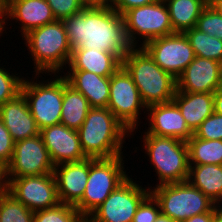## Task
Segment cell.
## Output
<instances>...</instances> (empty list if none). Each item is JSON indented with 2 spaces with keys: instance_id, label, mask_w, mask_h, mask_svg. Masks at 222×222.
<instances>
[{
  "instance_id": "4316f807",
  "label": "cell",
  "mask_w": 222,
  "mask_h": 222,
  "mask_svg": "<svg viewBox=\"0 0 222 222\" xmlns=\"http://www.w3.org/2000/svg\"><path fill=\"white\" fill-rule=\"evenodd\" d=\"M187 145L189 165H222V140H203L193 135Z\"/></svg>"
},
{
  "instance_id": "7a4b0ae2",
  "label": "cell",
  "mask_w": 222,
  "mask_h": 222,
  "mask_svg": "<svg viewBox=\"0 0 222 222\" xmlns=\"http://www.w3.org/2000/svg\"><path fill=\"white\" fill-rule=\"evenodd\" d=\"M77 131L83 153L95 159L123 155L122 144L130 134L107 107L91 108Z\"/></svg>"
},
{
  "instance_id": "1f68e13d",
  "label": "cell",
  "mask_w": 222,
  "mask_h": 222,
  "mask_svg": "<svg viewBox=\"0 0 222 222\" xmlns=\"http://www.w3.org/2000/svg\"><path fill=\"white\" fill-rule=\"evenodd\" d=\"M23 80V77L10 75V72H7L4 67H0V105L21 92Z\"/></svg>"
},
{
  "instance_id": "603a6c76",
  "label": "cell",
  "mask_w": 222,
  "mask_h": 222,
  "mask_svg": "<svg viewBox=\"0 0 222 222\" xmlns=\"http://www.w3.org/2000/svg\"><path fill=\"white\" fill-rule=\"evenodd\" d=\"M69 70H84L102 77H110L122 62L109 52L92 49H72Z\"/></svg>"
},
{
  "instance_id": "bcb514c9",
  "label": "cell",
  "mask_w": 222,
  "mask_h": 222,
  "mask_svg": "<svg viewBox=\"0 0 222 222\" xmlns=\"http://www.w3.org/2000/svg\"><path fill=\"white\" fill-rule=\"evenodd\" d=\"M5 18H0V35L2 34V31H4V25L7 23L5 22Z\"/></svg>"
},
{
  "instance_id": "74e56055",
  "label": "cell",
  "mask_w": 222,
  "mask_h": 222,
  "mask_svg": "<svg viewBox=\"0 0 222 222\" xmlns=\"http://www.w3.org/2000/svg\"><path fill=\"white\" fill-rule=\"evenodd\" d=\"M215 212H205L195 215L182 222H212Z\"/></svg>"
},
{
  "instance_id": "ab89813d",
  "label": "cell",
  "mask_w": 222,
  "mask_h": 222,
  "mask_svg": "<svg viewBox=\"0 0 222 222\" xmlns=\"http://www.w3.org/2000/svg\"><path fill=\"white\" fill-rule=\"evenodd\" d=\"M6 168L0 163V193L7 192Z\"/></svg>"
},
{
  "instance_id": "7402d4cb",
  "label": "cell",
  "mask_w": 222,
  "mask_h": 222,
  "mask_svg": "<svg viewBox=\"0 0 222 222\" xmlns=\"http://www.w3.org/2000/svg\"><path fill=\"white\" fill-rule=\"evenodd\" d=\"M179 108L189 129L194 133L214 113V93L175 92L172 100Z\"/></svg>"
},
{
  "instance_id": "8d00e7d4",
  "label": "cell",
  "mask_w": 222,
  "mask_h": 222,
  "mask_svg": "<svg viewBox=\"0 0 222 222\" xmlns=\"http://www.w3.org/2000/svg\"><path fill=\"white\" fill-rule=\"evenodd\" d=\"M156 1L158 0H113L111 7L119 14L123 15L131 8L148 5Z\"/></svg>"
},
{
  "instance_id": "b9f144b4",
  "label": "cell",
  "mask_w": 222,
  "mask_h": 222,
  "mask_svg": "<svg viewBox=\"0 0 222 222\" xmlns=\"http://www.w3.org/2000/svg\"><path fill=\"white\" fill-rule=\"evenodd\" d=\"M208 5L211 6L217 13L222 15V0H213Z\"/></svg>"
},
{
  "instance_id": "484cf974",
  "label": "cell",
  "mask_w": 222,
  "mask_h": 222,
  "mask_svg": "<svg viewBox=\"0 0 222 222\" xmlns=\"http://www.w3.org/2000/svg\"><path fill=\"white\" fill-rule=\"evenodd\" d=\"M91 106L87 99L67 83L64 77V95L60 123L78 130L85 121Z\"/></svg>"
},
{
  "instance_id": "6da1fadb",
  "label": "cell",
  "mask_w": 222,
  "mask_h": 222,
  "mask_svg": "<svg viewBox=\"0 0 222 222\" xmlns=\"http://www.w3.org/2000/svg\"><path fill=\"white\" fill-rule=\"evenodd\" d=\"M62 22L72 49L102 50L114 54L122 62L133 48L123 15L110 6H86Z\"/></svg>"
},
{
  "instance_id": "277c9868",
  "label": "cell",
  "mask_w": 222,
  "mask_h": 222,
  "mask_svg": "<svg viewBox=\"0 0 222 222\" xmlns=\"http://www.w3.org/2000/svg\"><path fill=\"white\" fill-rule=\"evenodd\" d=\"M22 37L32 55L35 75L44 72L59 74V70L69 63L72 47L62 21L55 20L32 29Z\"/></svg>"
},
{
  "instance_id": "f546056e",
  "label": "cell",
  "mask_w": 222,
  "mask_h": 222,
  "mask_svg": "<svg viewBox=\"0 0 222 222\" xmlns=\"http://www.w3.org/2000/svg\"><path fill=\"white\" fill-rule=\"evenodd\" d=\"M86 218L75 206L59 203L49 209L34 212L33 222H83Z\"/></svg>"
},
{
  "instance_id": "f35d334b",
  "label": "cell",
  "mask_w": 222,
  "mask_h": 222,
  "mask_svg": "<svg viewBox=\"0 0 222 222\" xmlns=\"http://www.w3.org/2000/svg\"><path fill=\"white\" fill-rule=\"evenodd\" d=\"M214 112L222 115V87L214 92Z\"/></svg>"
},
{
  "instance_id": "c3c4849f",
  "label": "cell",
  "mask_w": 222,
  "mask_h": 222,
  "mask_svg": "<svg viewBox=\"0 0 222 222\" xmlns=\"http://www.w3.org/2000/svg\"><path fill=\"white\" fill-rule=\"evenodd\" d=\"M207 5L210 4L213 0H203Z\"/></svg>"
},
{
  "instance_id": "60d3db41",
  "label": "cell",
  "mask_w": 222,
  "mask_h": 222,
  "mask_svg": "<svg viewBox=\"0 0 222 222\" xmlns=\"http://www.w3.org/2000/svg\"><path fill=\"white\" fill-rule=\"evenodd\" d=\"M113 0H85L87 6H110Z\"/></svg>"
},
{
  "instance_id": "2e32d148",
  "label": "cell",
  "mask_w": 222,
  "mask_h": 222,
  "mask_svg": "<svg viewBox=\"0 0 222 222\" xmlns=\"http://www.w3.org/2000/svg\"><path fill=\"white\" fill-rule=\"evenodd\" d=\"M60 203L76 206L84 194L89 176V158L63 163L53 169Z\"/></svg>"
},
{
  "instance_id": "d590c367",
  "label": "cell",
  "mask_w": 222,
  "mask_h": 222,
  "mask_svg": "<svg viewBox=\"0 0 222 222\" xmlns=\"http://www.w3.org/2000/svg\"><path fill=\"white\" fill-rule=\"evenodd\" d=\"M15 142L0 118V163L6 167L13 156Z\"/></svg>"
},
{
  "instance_id": "52a82bcc",
  "label": "cell",
  "mask_w": 222,
  "mask_h": 222,
  "mask_svg": "<svg viewBox=\"0 0 222 222\" xmlns=\"http://www.w3.org/2000/svg\"><path fill=\"white\" fill-rule=\"evenodd\" d=\"M153 188L150 193L158 201L161 213L176 222L205 212H215L218 207L188 181L156 185Z\"/></svg>"
},
{
  "instance_id": "ba28073f",
  "label": "cell",
  "mask_w": 222,
  "mask_h": 222,
  "mask_svg": "<svg viewBox=\"0 0 222 222\" xmlns=\"http://www.w3.org/2000/svg\"><path fill=\"white\" fill-rule=\"evenodd\" d=\"M60 77V78H59ZM36 82V83H35ZM29 81L24 79L21 86L29 110L35 119L39 130L60 124L63 95L64 77L55 76L49 81ZM44 82V83H43Z\"/></svg>"
},
{
  "instance_id": "3957f363",
  "label": "cell",
  "mask_w": 222,
  "mask_h": 222,
  "mask_svg": "<svg viewBox=\"0 0 222 222\" xmlns=\"http://www.w3.org/2000/svg\"><path fill=\"white\" fill-rule=\"evenodd\" d=\"M122 67L132 77L146 107L173 100L177 80L161 69L142 47L129 50Z\"/></svg>"
},
{
  "instance_id": "7c38bea8",
  "label": "cell",
  "mask_w": 222,
  "mask_h": 222,
  "mask_svg": "<svg viewBox=\"0 0 222 222\" xmlns=\"http://www.w3.org/2000/svg\"><path fill=\"white\" fill-rule=\"evenodd\" d=\"M154 62L177 79L195 59V53L184 33L152 39L141 45Z\"/></svg>"
},
{
  "instance_id": "30bf717a",
  "label": "cell",
  "mask_w": 222,
  "mask_h": 222,
  "mask_svg": "<svg viewBox=\"0 0 222 222\" xmlns=\"http://www.w3.org/2000/svg\"><path fill=\"white\" fill-rule=\"evenodd\" d=\"M150 191L128 177L87 219L90 222H132L138 206Z\"/></svg>"
},
{
  "instance_id": "44dd1931",
  "label": "cell",
  "mask_w": 222,
  "mask_h": 222,
  "mask_svg": "<svg viewBox=\"0 0 222 222\" xmlns=\"http://www.w3.org/2000/svg\"><path fill=\"white\" fill-rule=\"evenodd\" d=\"M70 71L68 75H64L67 83L87 99L91 108H106L109 102L110 77L84 70Z\"/></svg>"
},
{
  "instance_id": "ffe728a7",
  "label": "cell",
  "mask_w": 222,
  "mask_h": 222,
  "mask_svg": "<svg viewBox=\"0 0 222 222\" xmlns=\"http://www.w3.org/2000/svg\"><path fill=\"white\" fill-rule=\"evenodd\" d=\"M21 21V34L41 27L56 19L46 0H5V19Z\"/></svg>"
},
{
  "instance_id": "e0dca14e",
  "label": "cell",
  "mask_w": 222,
  "mask_h": 222,
  "mask_svg": "<svg viewBox=\"0 0 222 222\" xmlns=\"http://www.w3.org/2000/svg\"><path fill=\"white\" fill-rule=\"evenodd\" d=\"M176 80L181 92L214 93L222 87L218 62L198 56Z\"/></svg>"
},
{
  "instance_id": "ac0fdd59",
  "label": "cell",
  "mask_w": 222,
  "mask_h": 222,
  "mask_svg": "<svg viewBox=\"0 0 222 222\" xmlns=\"http://www.w3.org/2000/svg\"><path fill=\"white\" fill-rule=\"evenodd\" d=\"M149 129L146 133L188 141L193 132L187 126L178 106L173 102L148 106Z\"/></svg>"
},
{
  "instance_id": "f6af8a7d",
  "label": "cell",
  "mask_w": 222,
  "mask_h": 222,
  "mask_svg": "<svg viewBox=\"0 0 222 222\" xmlns=\"http://www.w3.org/2000/svg\"><path fill=\"white\" fill-rule=\"evenodd\" d=\"M0 18H5V0H0Z\"/></svg>"
},
{
  "instance_id": "9c48e42d",
  "label": "cell",
  "mask_w": 222,
  "mask_h": 222,
  "mask_svg": "<svg viewBox=\"0 0 222 222\" xmlns=\"http://www.w3.org/2000/svg\"><path fill=\"white\" fill-rule=\"evenodd\" d=\"M127 37L133 47H136V36L143 39L142 45L148 41L174 34L170 22L168 7L164 0L134 7L123 14ZM135 40V41H134Z\"/></svg>"
},
{
  "instance_id": "f1b7e54d",
  "label": "cell",
  "mask_w": 222,
  "mask_h": 222,
  "mask_svg": "<svg viewBox=\"0 0 222 222\" xmlns=\"http://www.w3.org/2000/svg\"><path fill=\"white\" fill-rule=\"evenodd\" d=\"M34 212L18 202L8 191L0 193V222H33Z\"/></svg>"
},
{
  "instance_id": "d4e9b609",
  "label": "cell",
  "mask_w": 222,
  "mask_h": 222,
  "mask_svg": "<svg viewBox=\"0 0 222 222\" xmlns=\"http://www.w3.org/2000/svg\"><path fill=\"white\" fill-rule=\"evenodd\" d=\"M170 15V22L175 33L196 27L202 10L207 6L203 0H164Z\"/></svg>"
},
{
  "instance_id": "836d02e7",
  "label": "cell",
  "mask_w": 222,
  "mask_h": 222,
  "mask_svg": "<svg viewBox=\"0 0 222 222\" xmlns=\"http://www.w3.org/2000/svg\"><path fill=\"white\" fill-rule=\"evenodd\" d=\"M56 20H64L81 12L87 4L85 0H46Z\"/></svg>"
},
{
  "instance_id": "5bb4252c",
  "label": "cell",
  "mask_w": 222,
  "mask_h": 222,
  "mask_svg": "<svg viewBox=\"0 0 222 222\" xmlns=\"http://www.w3.org/2000/svg\"><path fill=\"white\" fill-rule=\"evenodd\" d=\"M54 164L40 135L15 142L13 156L6 168V178L53 173Z\"/></svg>"
},
{
  "instance_id": "7dc6e473",
  "label": "cell",
  "mask_w": 222,
  "mask_h": 222,
  "mask_svg": "<svg viewBox=\"0 0 222 222\" xmlns=\"http://www.w3.org/2000/svg\"><path fill=\"white\" fill-rule=\"evenodd\" d=\"M219 65V75H220V80H221V85H222V58L218 61Z\"/></svg>"
},
{
  "instance_id": "5b68a950",
  "label": "cell",
  "mask_w": 222,
  "mask_h": 222,
  "mask_svg": "<svg viewBox=\"0 0 222 222\" xmlns=\"http://www.w3.org/2000/svg\"><path fill=\"white\" fill-rule=\"evenodd\" d=\"M144 150L158 175L159 184L185 182L189 175V156L186 141L174 137L143 136Z\"/></svg>"
},
{
  "instance_id": "7bdbcfd3",
  "label": "cell",
  "mask_w": 222,
  "mask_h": 222,
  "mask_svg": "<svg viewBox=\"0 0 222 222\" xmlns=\"http://www.w3.org/2000/svg\"><path fill=\"white\" fill-rule=\"evenodd\" d=\"M212 222H222V207L218 206L215 209V214Z\"/></svg>"
},
{
  "instance_id": "d6986e66",
  "label": "cell",
  "mask_w": 222,
  "mask_h": 222,
  "mask_svg": "<svg viewBox=\"0 0 222 222\" xmlns=\"http://www.w3.org/2000/svg\"><path fill=\"white\" fill-rule=\"evenodd\" d=\"M0 118L14 142L38 136L40 133L22 92L0 105Z\"/></svg>"
},
{
  "instance_id": "d6a6232c",
  "label": "cell",
  "mask_w": 222,
  "mask_h": 222,
  "mask_svg": "<svg viewBox=\"0 0 222 222\" xmlns=\"http://www.w3.org/2000/svg\"><path fill=\"white\" fill-rule=\"evenodd\" d=\"M193 135L203 140H222V115L213 113L195 130Z\"/></svg>"
},
{
  "instance_id": "cb8c5ba5",
  "label": "cell",
  "mask_w": 222,
  "mask_h": 222,
  "mask_svg": "<svg viewBox=\"0 0 222 222\" xmlns=\"http://www.w3.org/2000/svg\"><path fill=\"white\" fill-rule=\"evenodd\" d=\"M187 181L217 206L222 204V165H189Z\"/></svg>"
},
{
  "instance_id": "83f0119b",
  "label": "cell",
  "mask_w": 222,
  "mask_h": 222,
  "mask_svg": "<svg viewBox=\"0 0 222 222\" xmlns=\"http://www.w3.org/2000/svg\"><path fill=\"white\" fill-rule=\"evenodd\" d=\"M195 56L219 61L222 58V40L202 33L195 27L184 32Z\"/></svg>"
},
{
  "instance_id": "ee69618b",
  "label": "cell",
  "mask_w": 222,
  "mask_h": 222,
  "mask_svg": "<svg viewBox=\"0 0 222 222\" xmlns=\"http://www.w3.org/2000/svg\"><path fill=\"white\" fill-rule=\"evenodd\" d=\"M155 222H176V221H174L171 218H169L168 216L160 213Z\"/></svg>"
},
{
  "instance_id": "9a60e30c",
  "label": "cell",
  "mask_w": 222,
  "mask_h": 222,
  "mask_svg": "<svg viewBox=\"0 0 222 222\" xmlns=\"http://www.w3.org/2000/svg\"><path fill=\"white\" fill-rule=\"evenodd\" d=\"M39 135L54 166L87 158L81 149L77 130L69 129L60 123L41 129Z\"/></svg>"
},
{
  "instance_id": "4fadbf2b",
  "label": "cell",
  "mask_w": 222,
  "mask_h": 222,
  "mask_svg": "<svg viewBox=\"0 0 222 222\" xmlns=\"http://www.w3.org/2000/svg\"><path fill=\"white\" fill-rule=\"evenodd\" d=\"M6 180L8 193L33 212L53 208L60 203L53 173Z\"/></svg>"
},
{
  "instance_id": "8fae6325",
  "label": "cell",
  "mask_w": 222,
  "mask_h": 222,
  "mask_svg": "<svg viewBox=\"0 0 222 222\" xmlns=\"http://www.w3.org/2000/svg\"><path fill=\"white\" fill-rule=\"evenodd\" d=\"M109 102L107 108L131 132L137 129L140 109L144 105L132 77L121 66L110 76Z\"/></svg>"
},
{
  "instance_id": "8992f818",
  "label": "cell",
  "mask_w": 222,
  "mask_h": 222,
  "mask_svg": "<svg viewBox=\"0 0 222 222\" xmlns=\"http://www.w3.org/2000/svg\"><path fill=\"white\" fill-rule=\"evenodd\" d=\"M123 156L89 158V176L81 201L75 206L87 218L128 175L124 171Z\"/></svg>"
},
{
  "instance_id": "e575fe53",
  "label": "cell",
  "mask_w": 222,
  "mask_h": 222,
  "mask_svg": "<svg viewBox=\"0 0 222 222\" xmlns=\"http://www.w3.org/2000/svg\"><path fill=\"white\" fill-rule=\"evenodd\" d=\"M160 213V205L150 193L138 206L132 222H155Z\"/></svg>"
},
{
  "instance_id": "4dcf8cb0",
  "label": "cell",
  "mask_w": 222,
  "mask_h": 222,
  "mask_svg": "<svg viewBox=\"0 0 222 222\" xmlns=\"http://www.w3.org/2000/svg\"><path fill=\"white\" fill-rule=\"evenodd\" d=\"M196 29L222 40V15L207 5L201 12Z\"/></svg>"
}]
</instances>
